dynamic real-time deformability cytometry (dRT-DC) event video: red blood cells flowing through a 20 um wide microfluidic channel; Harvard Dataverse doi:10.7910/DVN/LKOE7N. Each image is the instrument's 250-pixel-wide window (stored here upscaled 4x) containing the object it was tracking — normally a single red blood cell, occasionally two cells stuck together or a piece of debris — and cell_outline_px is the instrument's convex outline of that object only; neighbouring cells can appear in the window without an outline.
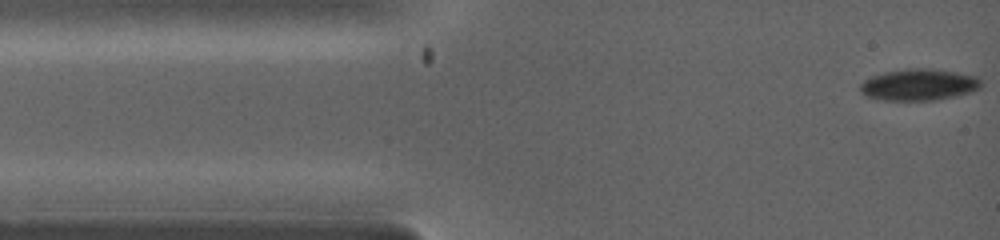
{"species": "common noctule bat (a hibernating species)", "species_latin": "Nyctalus noctula", "temperature_condition": "warm", "stored_images_in_passage": 9, "camera_frame_rate_fps": 5000, "um_per_image_px": 0.085, "animal": {"sex": "female", "body_mass_g": 19.0, "forearm_length_mm": 53.3}, "frame": {"image": 1, "passage_image": 1, "time_ms": 0.0, "image_size_px": [1000, 240], "cell_outline_px": [[980, 88], [972, 92], [936, 100], [884, 100], [868, 96], [860, 88], [860, 84], [864, 80], [888, 72], [952, 72], [972, 76], [980, 80]], "centroid_in_image_um": [78.12, 7.28], "position_along_channel_um": 6.9, "area_um2": 20.35}}
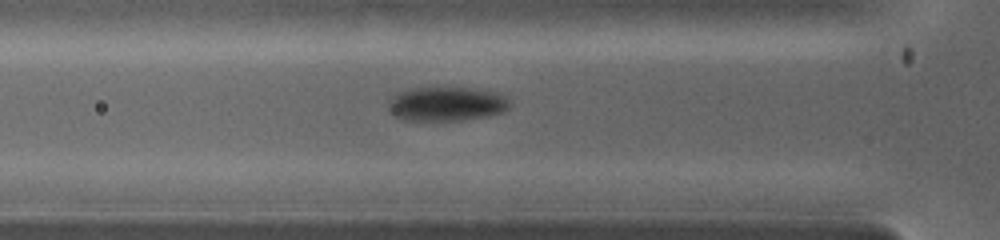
{"frame": {"image": 2, "passage_image": 7, "time_ms": 2.6, "image_size_px": [1000, 240], "cell_outline_px": [[512, 104], [504, 112], [488, 116], [460, 120], [404, 120], [396, 116], [388, 108], [388, 104], [400, 92], [408, 88], [472, 88], [496, 92], [504, 96]], "centroid_in_image_um": [38.01, 8.83], "position_along_channel_um": 87.8, "area_um2": 23.93}}
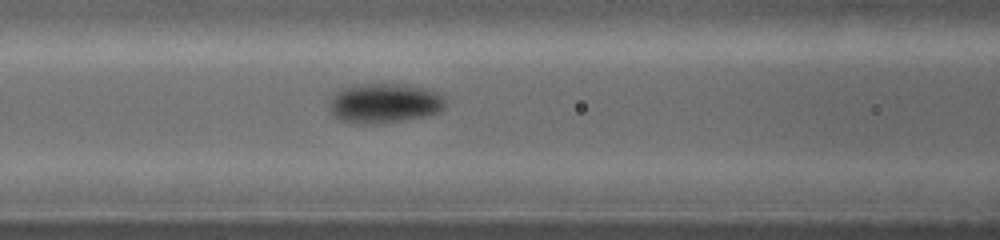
{"frame": {"image": 3, "passage_image": 9, "time_ms": 3.4, "image_size_px": [1000, 240], "cell_outline_px": [[444, 104], [440, 112], [424, 116], [400, 120], [372, 124], [348, 124], [332, 116], [328, 108], [328, 104], [332, 96], [340, 88], [356, 84], [404, 84], [428, 88], [436, 92], [444, 100]], "centroid_in_image_um": [32.57, 8.77], "position_along_channel_um": 134.0, "area_um2": 27.11}}